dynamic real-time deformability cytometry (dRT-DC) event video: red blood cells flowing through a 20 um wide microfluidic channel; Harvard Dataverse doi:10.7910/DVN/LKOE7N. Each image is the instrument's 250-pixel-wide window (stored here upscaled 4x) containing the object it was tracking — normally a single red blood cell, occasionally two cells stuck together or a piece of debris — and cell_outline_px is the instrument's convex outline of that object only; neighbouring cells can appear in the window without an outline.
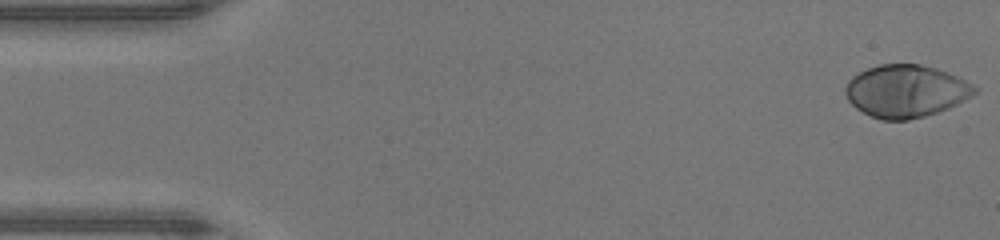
{"species": "human", "species_latin": "Homo sapiens", "temperature_condition": "warm", "stored_images_in_passage": 47, "camera_frame_rate_fps": 3000, "um_per_image_px": 0.085, "donor": {"sex": "male"}, "frame": {"image": 1, "passage_image": 1, "time_ms": 0.0, "image_size_px": [1000, 240], "cell_outline_px": [[976, 92], [972, 96], [948, 108], [924, 116], [908, 120], [880, 120], [856, 108], [848, 100], [844, 92], [844, 88], [848, 80], [852, 76], [868, 68], [880, 64], [920, 64], [936, 68], [948, 72], [972, 84], [976, 88]], "centroid_in_image_um": [76.97, 7.74], "position_along_channel_um": 8.0, "area_um2": 39.36}}
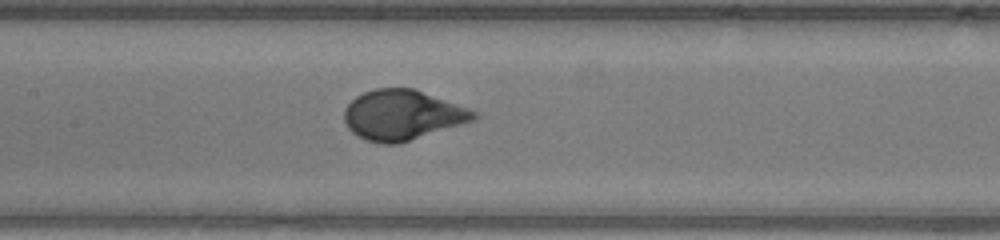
{"frame": {"image": 2, "passage_image": 22, "time_ms": 7.0, "image_size_px": [1000, 240], "cell_outline_px": [[480, 116], [472, 120], [400, 144], [384, 144], [364, 140], [352, 132], [348, 128], [344, 120], [344, 108], [356, 96], [364, 92], [376, 88], [412, 88], [476, 112]], "centroid_in_image_um": [34.13, 9.79], "position_along_channel_um": 173.3, "area_um2": 37.28}}
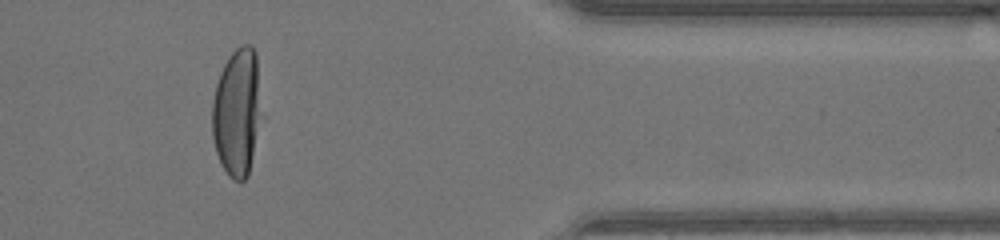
{"frame": {"image": 3, "passage_image": 39, "time_ms": 12.667, "image_size_px": [1000, 240], "cell_outline_px": [[264, 116], [248, 176], [244, 180], [232, 180], [228, 176], [216, 152], [212, 136], [212, 100], [216, 84], [220, 72], [228, 56], [240, 44], [252, 44], [256, 52]], "centroid_in_image_um": [20.2, 9.51], "position_along_channel_um": 391.2, "area_um2": 38.15}, "authors_computed_cell_mechanics": {"area_um2": 38.437, "velocity_mm_per_s": 4.3316, "shape_relaxation_time_tau1_ms": 2.795, "shape_relaxation_time_tau2_ms": null, "deformation_change_tau1": 0.2223, "deformation_change_tau2": null}}